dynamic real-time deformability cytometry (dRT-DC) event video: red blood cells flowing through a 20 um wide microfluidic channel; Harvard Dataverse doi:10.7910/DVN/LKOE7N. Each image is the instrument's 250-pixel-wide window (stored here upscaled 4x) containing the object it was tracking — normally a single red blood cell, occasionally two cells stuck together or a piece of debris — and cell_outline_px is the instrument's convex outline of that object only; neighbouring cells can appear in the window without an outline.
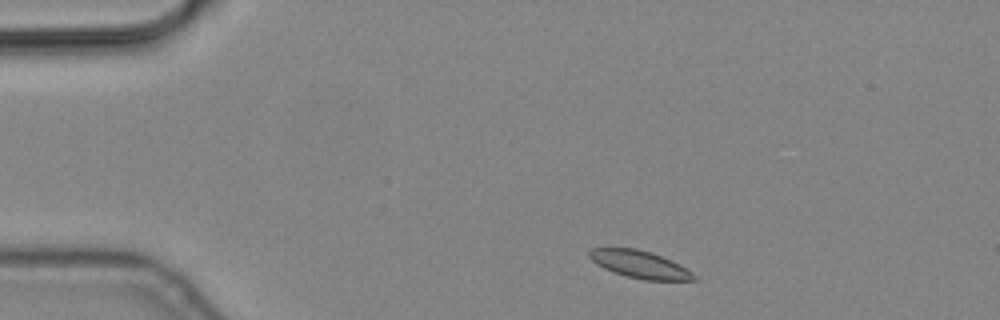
{"species": "common noctule bat (a hibernating species)", "species_latin": "Nyctalus noctula", "temperature_condition": "cold", "stored_images_in_passage": 2, "camera_frame_rate_fps": 3000, "um_per_image_px": 0.085, "animal": {"sex": "male", "body_mass_g": 19.2, "forearm_length_mm": 51.8}, "frame": {"image": 1, "passage_image": 1, "time_ms": 0.0, "image_size_px": [1000, 320], "cell_outline_px": [[696, 280], [644, 280], [628, 276], [604, 268], [596, 264], [588, 256], [588, 252], [592, 248], [636, 248], [652, 252], [692, 272], [696, 276]], "centroid_in_image_um": [54.34, 22.46], "position_along_channel_um": 30.7, "area_um2": 16.3}}
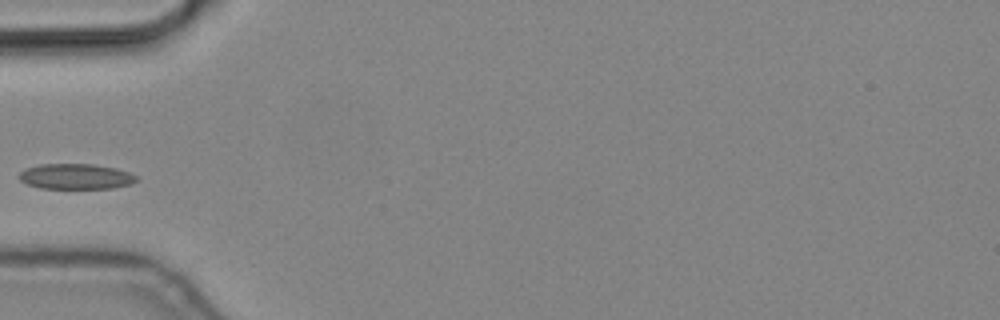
{"frame": {"image": 2, "passage_image": 2, "time_ms": 0.333, "image_size_px": [1000, 320], "cell_outline_px": [[140, 180], [132, 184], [112, 188], [40, 188], [28, 184], [20, 180], [20, 172], [24, 168], [40, 164], [92, 164], [116, 168], [128, 172], [136, 176]], "centroid_in_image_um": [6.46, 15.0], "position_along_channel_um": 78.5, "area_um2": 17.4}}